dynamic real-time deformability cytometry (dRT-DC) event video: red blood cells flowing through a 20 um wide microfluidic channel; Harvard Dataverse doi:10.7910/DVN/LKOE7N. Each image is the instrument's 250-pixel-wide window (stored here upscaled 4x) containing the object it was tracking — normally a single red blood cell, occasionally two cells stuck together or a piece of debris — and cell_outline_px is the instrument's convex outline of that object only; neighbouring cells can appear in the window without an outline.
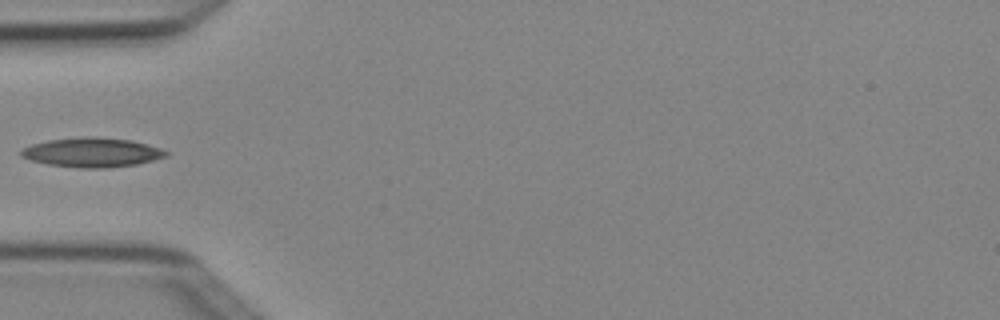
{"species": "Egyptian fruit bat (a non-hibernating species)", "species_latin": "Rousettus aegyptiacus", "temperature_condition": "cold", "stored_images_in_passage": 4, "camera_frame_rate_fps": 3000, "um_per_image_px": 0.085, "animal": {"sex": "female"}, "frame": {"image": 1, "passage_image": 4, "time_ms": 1.0, "image_size_px": [1000, 320], "cell_outline_px": [[168, 156], [136, 164], [108, 168], [80, 168], [48, 164], [32, 160], [20, 156], [20, 152], [24, 148], [32, 144], [48, 140], [88, 136], [92, 136], [132, 140], [160, 148], [168, 152]], "centroid_in_image_um": [7.83, 12.95], "position_along_channel_um": 77.2, "area_um2": 24.68}}